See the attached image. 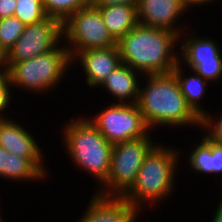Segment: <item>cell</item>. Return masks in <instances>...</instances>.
I'll list each match as a JSON object with an SVG mask.
<instances>
[{"label": "cell", "instance_id": "6da1fadb", "mask_svg": "<svg viewBox=\"0 0 222 222\" xmlns=\"http://www.w3.org/2000/svg\"><path fill=\"white\" fill-rule=\"evenodd\" d=\"M143 76L148 78H144V87V83L140 85L136 104L150 131L160 126L165 128V125L201 128V119L187 105L172 72Z\"/></svg>", "mask_w": 222, "mask_h": 222}, {"label": "cell", "instance_id": "7a4b0ae2", "mask_svg": "<svg viewBox=\"0 0 222 222\" xmlns=\"http://www.w3.org/2000/svg\"><path fill=\"white\" fill-rule=\"evenodd\" d=\"M180 35L138 24L117 41L122 63L142 75L170 73L179 63ZM176 47V48H175Z\"/></svg>", "mask_w": 222, "mask_h": 222}, {"label": "cell", "instance_id": "3957f363", "mask_svg": "<svg viewBox=\"0 0 222 222\" xmlns=\"http://www.w3.org/2000/svg\"><path fill=\"white\" fill-rule=\"evenodd\" d=\"M161 144L157 143L145 156L135 183L122 196L140 212L146 204L150 206L166 200L175 189L180 149Z\"/></svg>", "mask_w": 222, "mask_h": 222}, {"label": "cell", "instance_id": "277c9868", "mask_svg": "<svg viewBox=\"0 0 222 222\" xmlns=\"http://www.w3.org/2000/svg\"><path fill=\"white\" fill-rule=\"evenodd\" d=\"M63 126L62 143L70 160L80 170L96 178L98 185H102L108 178L113 144L106 140L88 117L71 119Z\"/></svg>", "mask_w": 222, "mask_h": 222}, {"label": "cell", "instance_id": "5b68a950", "mask_svg": "<svg viewBox=\"0 0 222 222\" xmlns=\"http://www.w3.org/2000/svg\"><path fill=\"white\" fill-rule=\"evenodd\" d=\"M62 45L26 61L8 63L6 75L12 88L18 87L37 94L51 91L60 84L66 71L72 66L69 51L64 46L67 44L62 42Z\"/></svg>", "mask_w": 222, "mask_h": 222}, {"label": "cell", "instance_id": "8992f818", "mask_svg": "<svg viewBox=\"0 0 222 222\" xmlns=\"http://www.w3.org/2000/svg\"><path fill=\"white\" fill-rule=\"evenodd\" d=\"M150 132L143 137L113 144L107 180L95 194L122 197L135 183L145 156L157 144Z\"/></svg>", "mask_w": 222, "mask_h": 222}, {"label": "cell", "instance_id": "52a82bcc", "mask_svg": "<svg viewBox=\"0 0 222 222\" xmlns=\"http://www.w3.org/2000/svg\"><path fill=\"white\" fill-rule=\"evenodd\" d=\"M63 40L68 44L66 47L71 59L79 51L117 45L103 22L99 8L90 3L63 23Z\"/></svg>", "mask_w": 222, "mask_h": 222}, {"label": "cell", "instance_id": "ba28073f", "mask_svg": "<svg viewBox=\"0 0 222 222\" xmlns=\"http://www.w3.org/2000/svg\"><path fill=\"white\" fill-rule=\"evenodd\" d=\"M111 143L146 136L150 130L136 103H113L89 119Z\"/></svg>", "mask_w": 222, "mask_h": 222}, {"label": "cell", "instance_id": "9c48e42d", "mask_svg": "<svg viewBox=\"0 0 222 222\" xmlns=\"http://www.w3.org/2000/svg\"><path fill=\"white\" fill-rule=\"evenodd\" d=\"M185 33L180 35L182 44L178 48L181 51L179 63L186 64L191 71L203 76L209 83H218L222 80V47L218 46L215 39L198 37L193 31L191 35H188V31Z\"/></svg>", "mask_w": 222, "mask_h": 222}, {"label": "cell", "instance_id": "30bf717a", "mask_svg": "<svg viewBox=\"0 0 222 222\" xmlns=\"http://www.w3.org/2000/svg\"><path fill=\"white\" fill-rule=\"evenodd\" d=\"M63 41V23L47 17L43 21L25 25L14 46L8 51V63L26 61L50 52Z\"/></svg>", "mask_w": 222, "mask_h": 222}, {"label": "cell", "instance_id": "8fae6325", "mask_svg": "<svg viewBox=\"0 0 222 222\" xmlns=\"http://www.w3.org/2000/svg\"><path fill=\"white\" fill-rule=\"evenodd\" d=\"M187 12L181 0H139L137 6L140 25L169 30L179 35L185 29L176 23Z\"/></svg>", "mask_w": 222, "mask_h": 222}, {"label": "cell", "instance_id": "7c38bea8", "mask_svg": "<svg viewBox=\"0 0 222 222\" xmlns=\"http://www.w3.org/2000/svg\"><path fill=\"white\" fill-rule=\"evenodd\" d=\"M35 137L20 123L9 118L0 119V146L8 152L29 158L47 177L44 156Z\"/></svg>", "mask_w": 222, "mask_h": 222}, {"label": "cell", "instance_id": "4fadbf2b", "mask_svg": "<svg viewBox=\"0 0 222 222\" xmlns=\"http://www.w3.org/2000/svg\"><path fill=\"white\" fill-rule=\"evenodd\" d=\"M71 61L72 65L75 61V63L80 61L87 86L92 88L100 87L109 74L122 64L117 45L109 48L79 51Z\"/></svg>", "mask_w": 222, "mask_h": 222}, {"label": "cell", "instance_id": "5bb4252c", "mask_svg": "<svg viewBox=\"0 0 222 222\" xmlns=\"http://www.w3.org/2000/svg\"><path fill=\"white\" fill-rule=\"evenodd\" d=\"M78 222H136L140 212L123 197L94 194Z\"/></svg>", "mask_w": 222, "mask_h": 222}, {"label": "cell", "instance_id": "9a60e30c", "mask_svg": "<svg viewBox=\"0 0 222 222\" xmlns=\"http://www.w3.org/2000/svg\"><path fill=\"white\" fill-rule=\"evenodd\" d=\"M138 71L130 66L122 63L113 70L107 79L100 86L105 89L108 94L112 95L116 103H137L139 97V89L141 79L138 80Z\"/></svg>", "mask_w": 222, "mask_h": 222}, {"label": "cell", "instance_id": "2e32d148", "mask_svg": "<svg viewBox=\"0 0 222 222\" xmlns=\"http://www.w3.org/2000/svg\"><path fill=\"white\" fill-rule=\"evenodd\" d=\"M190 152L187 161L194 173L222 175V145L213 143L204 135Z\"/></svg>", "mask_w": 222, "mask_h": 222}, {"label": "cell", "instance_id": "e0dca14e", "mask_svg": "<svg viewBox=\"0 0 222 222\" xmlns=\"http://www.w3.org/2000/svg\"><path fill=\"white\" fill-rule=\"evenodd\" d=\"M98 8L105 26L116 41L139 24L136 6L115 4Z\"/></svg>", "mask_w": 222, "mask_h": 222}, {"label": "cell", "instance_id": "ac0fdd59", "mask_svg": "<svg viewBox=\"0 0 222 222\" xmlns=\"http://www.w3.org/2000/svg\"><path fill=\"white\" fill-rule=\"evenodd\" d=\"M184 67L182 68V64L178 63L175 68L172 70V73L175 75L181 93L183 94L187 105L192 109V111L201 119L207 111L202 107L201 102L204 95H206V85L209 84L203 76L198 75L194 71H190L193 73L192 75L185 76ZM201 100V101H200Z\"/></svg>", "mask_w": 222, "mask_h": 222}, {"label": "cell", "instance_id": "d6986e66", "mask_svg": "<svg viewBox=\"0 0 222 222\" xmlns=\"http://www.w3.org/2000/svg\"><path fill=\"white\" fill-rule=\"evenodd\" d=\"M45 177L47 176L29 158L8 152L5 163V180L39 182Z\"/></svg>", "mask_w": 222, "mask_h": 222}, {"label": "cell", "instance_id": "ffe728a7", "mask_svg": "<svg viewBox=\"0 0 222 222\" xmlns=\"http://www.w3.org/2000/svg\"><path fill=\"white\" fill-rule=\"evenodd\" d=\"M89 3L90 0H42L46 16L59 19L62 23Z\"/></svg>", "mask_w": 222, "mask_h": 222}, {"label": "cell", "instance_id": "44dd1931", "mask_svg": "<svg viewBox=\"0 0 222 222\" xmlns=\"http://www.w3.org/2000/svg\"><path fill=\"white\" fill-rule=\"evenodd\" d=\"M14 16L19 18L25 25L43 21L47 18L42 0H16Z\"/></svg>", "mask_w": 222, "mask_h": 222}, {"label": "cell", "instance_id": "7402d4cb", "mask_svg": "<svg viewBox=\"0 0 222 222\" xmlns=\"http://www.w3.org/2000/svg\"><path fill=\"white\" fill-rule=\"evenodd\" d=\"M25 24L16 16L0 19V45L7 51L23 33Z\"/></svg>", "mask_w": 222, "mask_h": 222}, {"label": "cell", "instance_id": "603a6c76", "mask_svg": "<svg viewBox=\"0 0 222 222\" xmlns=\"http://www.w3.org/2000/svg\"><path fill=\"white\" fill-rule=\"evenodd\" d=\"M218 117L215 119L212 115H210V112H207V114L201 118V129L206 130L205 136L210 141L222 145V115Z\"/></svg>", "mask_w": 222, "mask_h": 222}, {"label": "cell", "instance_id": "cb8c5ba5", "mask_svg": "<svg viewBox=\"0 0 222 222\" xmlns=\"http://www.w3.org/2000/svg\"><path fill=\"white\" fill-rule=\"evenodd\" d=\"M12 88L8 77L6 74H0V119H4L7 116H4V112L11 105L12 99Z\"/></svg>", "mask_w": 222, "mask_h": 222}, {"label": "cell", "instance_id": "d4e9b609", "mask_svg": "<svg viewBox=\"0 0 222 222\" xmlns=\"http://www.w3.org/2000/svg\"><path fill=\"white\" fill-rule=\"evenodd\" d=\"M16 0H0V19L14 16Z\"/></svg>", "mask_w": 222, "mask_h": 222}, {"label": "cell", "instance_id": "484cf974", "mask_svg": "<svg viewBox=\"0 0 222 222\" xmlns=\"http://www.w3.org/2000/svg\"><path fill=\"white\" fill-rule=\"evenodd\" d=\"M139 0H90V4L94 7H103L108 5L123 4L138 6Z\"/></svg>", "mask_w": 222, "mask_h": 222}, {"label": "cell", "instance_id": "4316f807", "mask_svg": "<svg viewBox=\"0 0 222 222\" xmlns=\"http://www.w3.org/2000/svg\"><path fill=\"white\" fill-rule=\"evenodd\" d=\"M8 70V53L0 45V74H6Z\"/></svg>", "mask_w": 222, "mask_h": 222}, {"label": "cell", "instance_id": "83f0119b", "mask_svg": "<svg viewBox=\"0 0 222 222\" xmlns=\"http://www.w3.org/2000/svg\"><path fill=\"white\" fill-rule=\"evenodd\" d=\"M182 1V3H183V5H184V7L189 11L190 10V7L192 8H194V6L195 7H200V5L201 6H203V5H205V4H209V3H211L212 1L213 2H215L216 0H181Z\"/></svg>", "mask_w": 222, "mask_h": 222}, {"label": "cell", "instance_id": "f1b7e54d", "mask_svg": "<svg viewBox=\"0 0 222 222\" xmlns=\"http://www.w3.org/2000/svg\"><path fill=\"white\" fill-rule=\"evenodd\" d=\"M8 151L0 146V177L5 179V163Z\"/></svg>", "mask_w": 222, "mask_h": 222}, {"label": "cell", "instance_id": "f546056e", "mask_svg": "<svg viewBox=\"0 0 222 222\" xmlns=\"http://www.w3.org/2000/svg\"><path fill=\"white\" fill-rule=\"evenodd\" d=\"M216 212L213 214V219L211 222H222V199L219 200L217 208L215 209Z\"/></svg>", "mask_w": 222, "mask_h": 222}, {"label": "cell", "instance_id": "4dcf8cb0", "mask_svg": "<svg viewBox=\"0 0 222 222\" xmlns=\"http://www.w3.org/2000/svg\"><path fill=\"white\" fill-rule=\"evenodd\" d=\"M0 211H1V208H0ZM0 214H1V212H0ZM0 222H4V221H2V215H0Z\"/></svg>", "mask_w": 222, "mask_h": 222}]
</instances>
